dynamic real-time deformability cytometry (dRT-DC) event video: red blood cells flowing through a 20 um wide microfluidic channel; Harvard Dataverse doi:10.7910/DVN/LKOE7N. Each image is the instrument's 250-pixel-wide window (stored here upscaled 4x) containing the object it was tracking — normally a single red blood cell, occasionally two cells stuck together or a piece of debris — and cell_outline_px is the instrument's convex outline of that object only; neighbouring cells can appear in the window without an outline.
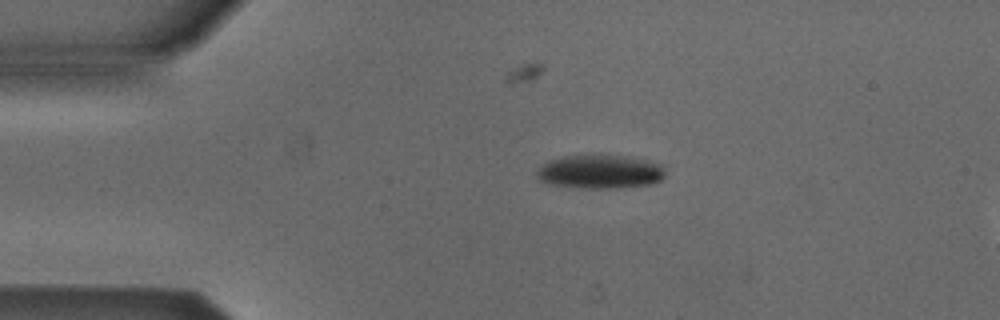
{"species": "Egyptian fruit bat (a non-hibernating species)", "species_latin": "Rousettus aegyptiacus", "temperature_condition": "cold", "stored_images_in_passage": 36, "camera_frame_rate_fps": 3000, "um_per_image_px": 0.085, "animal": {"sex": "male"}, "frame": {"image": 1, "passage_image": 1, "time_ms": 0.0, "image_size_px": [1000, 320], "cell_outline_px": [[664, 176], [660, 180], [652, 184], [620, 188], [588, 188], [552, 184], [540, 180], [536, 176], [536, 172], [548, 160], [564, 156], [596, 152], [600, 152], [628, 156], [648, 160], [664, 164]], "centroid_in_image_um": [51.05, 14.54], "position_along_channel_um": 33.9, "area_um2": 26.07}}
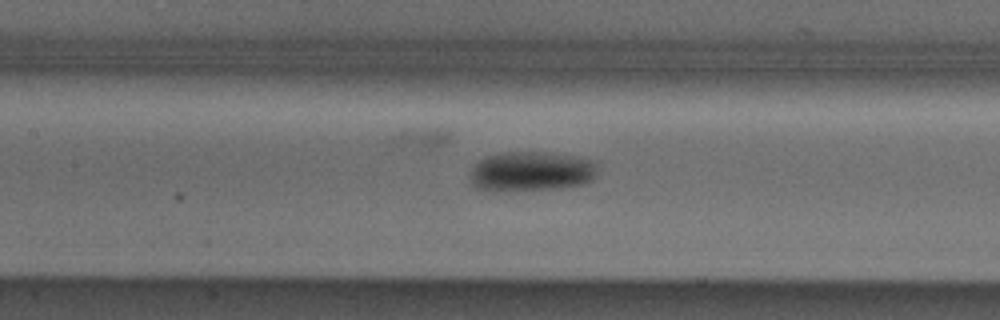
{"frame": {"image": 2, "passage_image": 14, "time_ms": 4.333, "image_size_px": [1000, 320], "cell_outline_px": [[596, 176], [592, 180], [584, 184], [560, 188], [496, 192], [484, 192], [476, 188], [472, 184], [472, 172], [476, 164], [480, 160], [488, 156], [508, 152], [544, 152], [572, 156], [596, 160]], "centroid_in_image_um": [45.17, 14.6], "position_along_channel_um": 162.2, "area_um2": 29.77}}
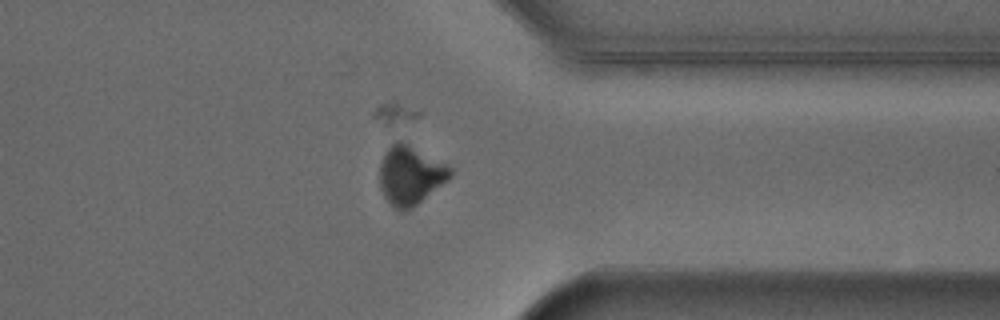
{"frame": {"image": 3, "passage_image": 31, "time_ms": 10.0, "image_size_px": [1000, 320], "cell_outline_px": [[452, 176], [448, 180], [412, 208], [400, 212], [392, 208], [388, 204], [380, 188], [380, 164], [384, 152], [392, 144], [400, 140], [448, 164], [452, 168]], "centroid_in_image_um": [34.87, 14.92], "position_along_channel_um": 376.5, "area_um2": 24.39}, "authors_computed_cell_mechanics": {"area_um2": 28.0619, "velocity_mm_per_s": 3.8854, "shape_relaxation_time_tau1_ms": 4.6033, "shape_relaxation_time_tau2_ms": null, "deformation_change_tau1": 0.1196, "deformation_change_tau2": null}}